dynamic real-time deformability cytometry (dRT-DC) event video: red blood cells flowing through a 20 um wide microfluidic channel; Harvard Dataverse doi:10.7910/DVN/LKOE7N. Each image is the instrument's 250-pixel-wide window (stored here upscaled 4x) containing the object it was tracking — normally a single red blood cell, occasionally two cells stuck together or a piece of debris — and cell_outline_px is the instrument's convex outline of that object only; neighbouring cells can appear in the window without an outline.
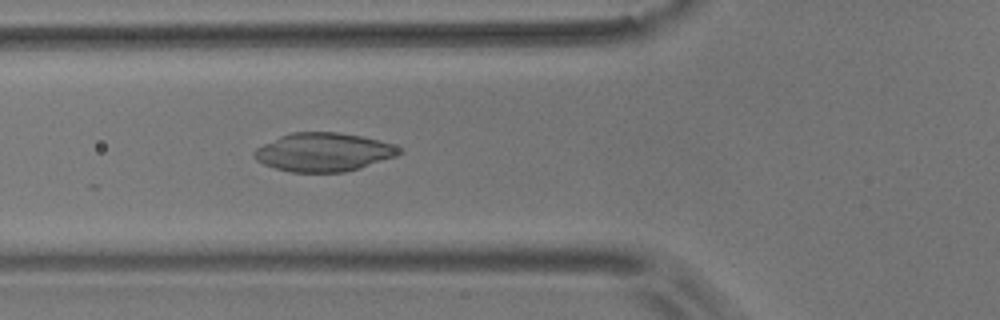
{"species": "common noctule bat (a hibernating species)", "species_latin": "Nyctalus noctula", "temperature_condition": "room temperature", "stored_images_in_passage": 25, "camera_frame_rate_fps": 3000, "um_per_image_px": 0.085, "animal": {"sex": "male", "body_mass_g": 17.9}, "frame": {"image": 1, "passage_image": 20, "time_ms": 6.333, "image_size_px": [1000, 320], "cell_outline_px": [[404, 152], [396, 156], [360, 168], [344, 172], [292, 172], [276, 168], [264, 164], [256, 160], [252, 156], [252, 152], [256, 148], [280, 136], [292, 132], [336, 132], [360, 136], [380, 140], [404, 148]], "centroid_in_image_um": [27.52, 12.93], "position_along_channel_um": 98.3, "area_um2": 32.6}}
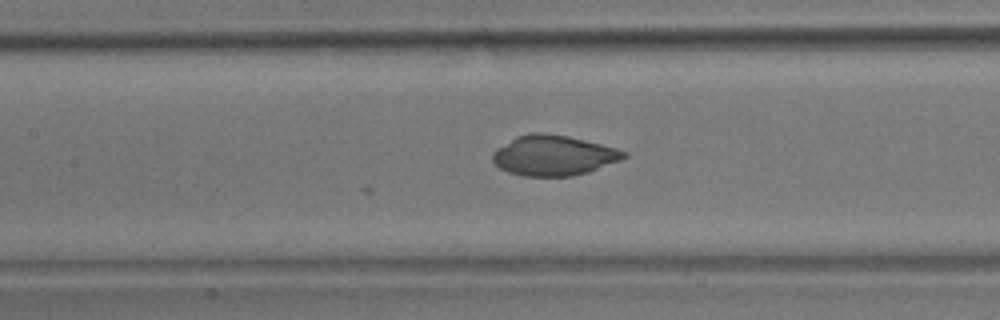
{"frame": {"image": 2, "passage_image": 25, "time_ms": 8.0, "image_size_px": [1000, 320], "cell_outline_px": [[628, 156], [620, 160], [588, 172], [572, 176], [524, 176], [508, 172], [500, 168], [492, 160], [492, 152], [496, 148], [516, 136], [528, 132], [544, 132], [568, 136], [616, 148], [628, 152]], "centroid_in_image_um": [47.03, 13.2], "position_along_channel_um": 160.4, "area_um2": 30.87}}